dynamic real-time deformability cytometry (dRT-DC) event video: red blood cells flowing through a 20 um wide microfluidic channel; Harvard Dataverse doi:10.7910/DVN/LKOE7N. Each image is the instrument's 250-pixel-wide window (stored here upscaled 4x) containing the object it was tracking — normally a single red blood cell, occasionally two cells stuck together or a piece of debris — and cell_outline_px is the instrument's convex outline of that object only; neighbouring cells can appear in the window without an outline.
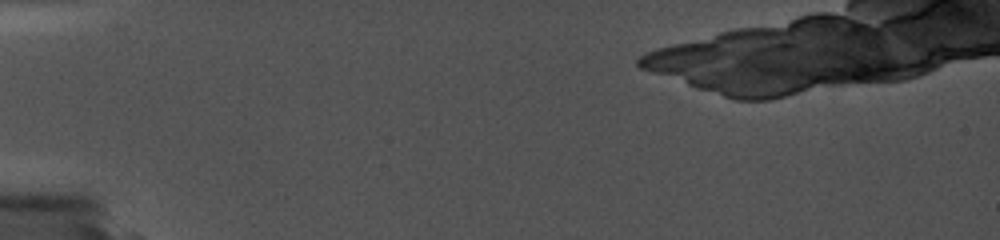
{"species": "common noctule bat (a hibernating species)", "species_latin": "Nyctalus noctula", "temperature_condition": "cold", "stored_images_in_passage": 3, "camera_frame_rate_fps": 5000, "um_per_image_px": 0.085, "animal": {"sex": "female", "body_mass_g": 19.0, "forearm_length_mm": 56.7}, "frame": {"image": 1, "passage_image": 2, "time_ms": 1.2, "image_size_px": [1000, 240], "cell_outline_px": [[668, 136], [660, 140], [624, 140], [548, 136], [516, 132], [520, 128], [528, 124], [636, 128], [668, 132]], "centroid_in_image_um": [50.47, 11.25], "position_along_channel_um": 34.5, "area_um2": 11.73}}